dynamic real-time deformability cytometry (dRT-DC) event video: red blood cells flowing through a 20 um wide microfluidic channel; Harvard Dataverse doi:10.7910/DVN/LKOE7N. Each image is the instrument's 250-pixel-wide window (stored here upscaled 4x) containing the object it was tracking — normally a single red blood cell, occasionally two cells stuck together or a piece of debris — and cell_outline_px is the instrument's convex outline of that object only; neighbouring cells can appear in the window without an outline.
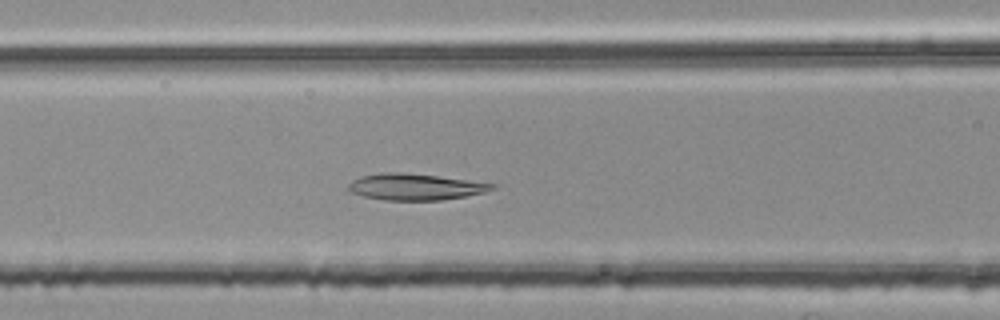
{"species": "common noctule bat (a hibernating species)", "species_latin": "Nyctalus noctula", "temperature_condition": "room temperature", "stored_images_in_passage": 46, "camera_frame_rate_fps": 3000, "um_per_image_px": 0.085, "animal": {"sex": "female", "body_mass_g": 25.1}, "frame": {"image": 1, "passage_image": 18, "time_ms": 5.667, "image_size_px": [1000, 320], "cell_outline_px": [[496, 188], [484, 192], [464, 196], [440, 200], [384, 200], [364, 196], [352, 192], [348, 188], [348, 184], [352, 180], [360, 176], [380, 172], [400, 172], [436, 176], [496, 184]], "centroid_in_image_um": [35.25, 15.87], "position_along_channel_um": 131.3, "area_um2": 21.85}}
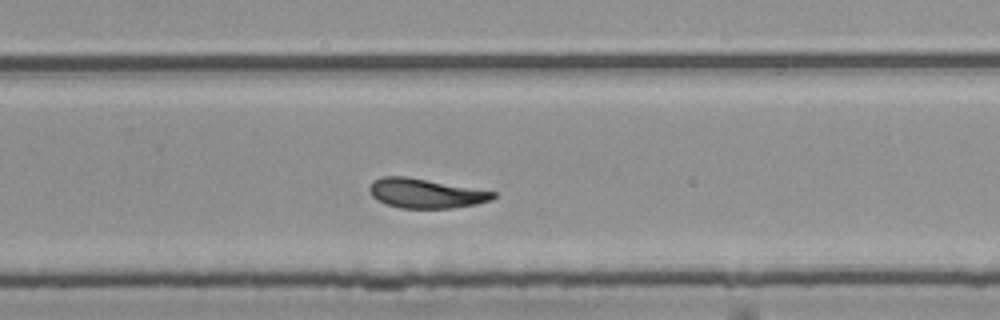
{"frame": {"image": 2, "passage_image": 31, "time_ms": 10.0, "image_size_px": [1000, 320], "cell_outline_px": [[496, 196], [492, 200], [476, 204], [452, 208], [400, 208], [384, 204], [376, 200], [372, 196], [368, 188], [372, 180], [384, 176], [408, 176], [496, 192]], "centroid_in_image_um": [36.14, 16.43], "position_along_channel_um": 293.7, "area_um2": 21.44}}
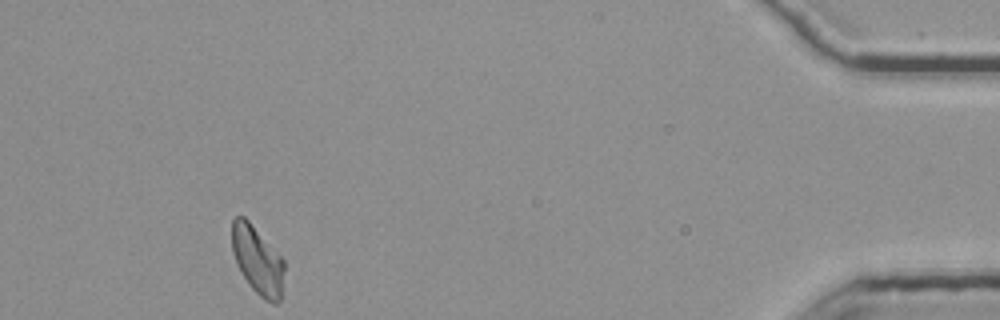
{"frame": {"image": 3, "passage_image": 46, "time_ms": 15.0, "image_size_px": [1000, 320], "cell_outline_px": [[284, 268], [280, 300], [276, 304], [272, 304], [264, 300], [248, 284], [236, 264], [232, 252], [232, 220], [236, 216], [244, 216], [248, 220], [284, 260]], "centroid_in_image_um": [21.87, 22.13], "position_along_channel_um": 413.3, "area_um2": 20.63}}